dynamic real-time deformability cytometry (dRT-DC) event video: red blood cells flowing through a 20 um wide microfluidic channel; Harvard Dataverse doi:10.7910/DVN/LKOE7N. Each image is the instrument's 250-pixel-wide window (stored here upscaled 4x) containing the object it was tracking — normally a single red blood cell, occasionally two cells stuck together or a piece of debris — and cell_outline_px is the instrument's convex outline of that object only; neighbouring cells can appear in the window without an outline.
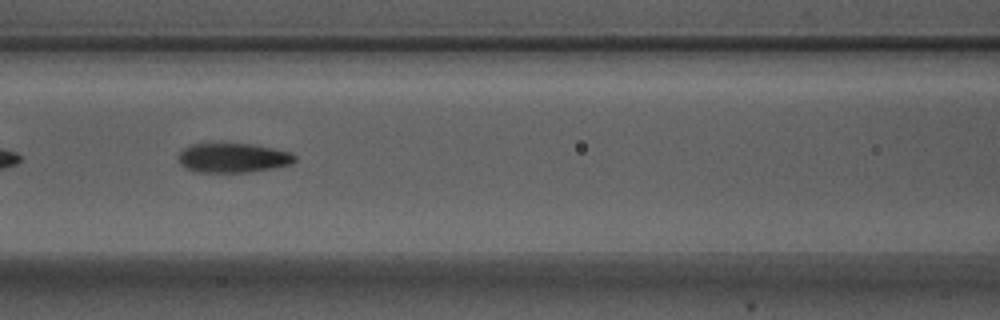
{"species": "Egyptian fruit bat (a non-hibernating species)", "species_latin": "Rousettus aegyptiacus", "temperature_condition": "warm", "stored_images_in_passage": 8, "camera_frame_rate_fps": 3000, "um_per_image_px": 0.085, "animal": {"sex": "male"}, "frame": {"image": 1, "passage_image": 4, "time_ms": 1.0, "image_size_px": [1000, 320], "cell_outline_px": [[296, 160], [292, 164], [272, 168], [248, 172], [196, 172], [180, 164], [176, 156], [188, 144], [248, 144], [272, 148], [292, 152], [296, 156]], "centroid_in_image_um": [19.8, 13.42], "position_along_channel_um": 146.8, "area_um2": 19.94}}
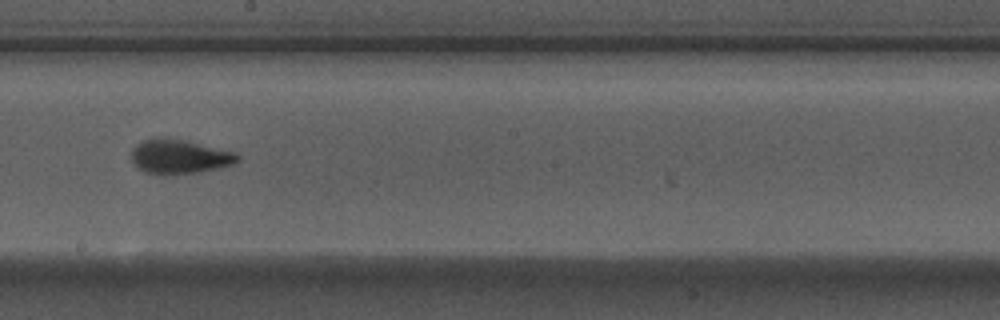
{"frame": {"image": 2, "passage_image": 6, "time_ms": 1.667, "image_size_px": [1000, 320], "cell_outline_px": [[240, 160], [232, 164], [196, 172], [144, 172], [132, 160], [132, 148], [144, 140], [184, 140], [236, 152], [240, 156]], "centroid_in_image_um": [15.31, 13.3], "position_along_channel_um": 232.9, "area_um2": 19.83}}
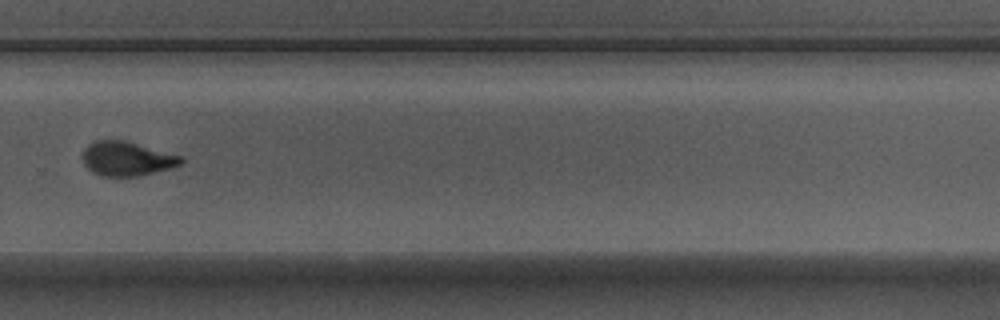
{"frame": {"image": 3, "passage_image": 8, "time_ms": 2.333, "image_size_px": [1000, 320], "cell_outline_px": [[184, 160], [180, 164], [168, 168], [140, 176], [104, 176], [92, 172], [84, 164], [80, 156], [84, 148], [88, 144], [96, 140], [124, 140], [180, 156]], "centroid_in_image_um": [10.7, 13.48], "position_along_channel_um": 319.1, "area_um2": 19.48}}